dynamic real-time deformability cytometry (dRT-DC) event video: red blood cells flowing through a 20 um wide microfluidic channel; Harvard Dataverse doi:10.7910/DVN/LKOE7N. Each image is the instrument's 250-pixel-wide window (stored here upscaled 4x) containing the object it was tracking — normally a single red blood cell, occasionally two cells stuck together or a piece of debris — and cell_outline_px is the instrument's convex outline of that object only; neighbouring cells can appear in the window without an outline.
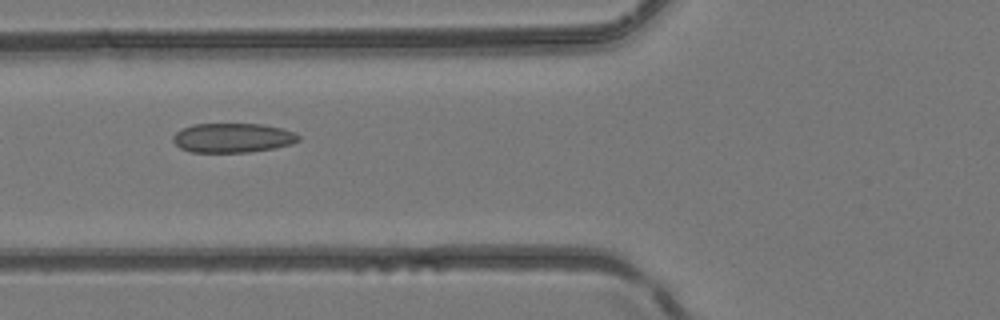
{"species": "common noctule bat (a hibernating species)", "species_latin": "Nyctalus noctula", "temperature_condition": "room temperature", "stored_images_in_passage": 6, "camera_frame_rate_fps": 3000, "um_per_image_px": 0.085, "animal": {"sex": "female", "body_mass_g": 24.6, "forearm_length_mm": 56.2}, "frame": {"image": 1, "passage_image": 6, "time_ms": 1.667, "image_size_px": [1000, 320], "cell_outline_px": [[300, 140], [292, 144], [272, 148], [248, 152], [192, 152], [180, 148], [172, 140], [172, 136], [176, 132], [192, 124], [264, 124], [296, 132], [300, 136]], "centroid_in_image_um": [19.79, 11.71], "position_along_channel_um": 106.0, "area_um2": 21.5}}